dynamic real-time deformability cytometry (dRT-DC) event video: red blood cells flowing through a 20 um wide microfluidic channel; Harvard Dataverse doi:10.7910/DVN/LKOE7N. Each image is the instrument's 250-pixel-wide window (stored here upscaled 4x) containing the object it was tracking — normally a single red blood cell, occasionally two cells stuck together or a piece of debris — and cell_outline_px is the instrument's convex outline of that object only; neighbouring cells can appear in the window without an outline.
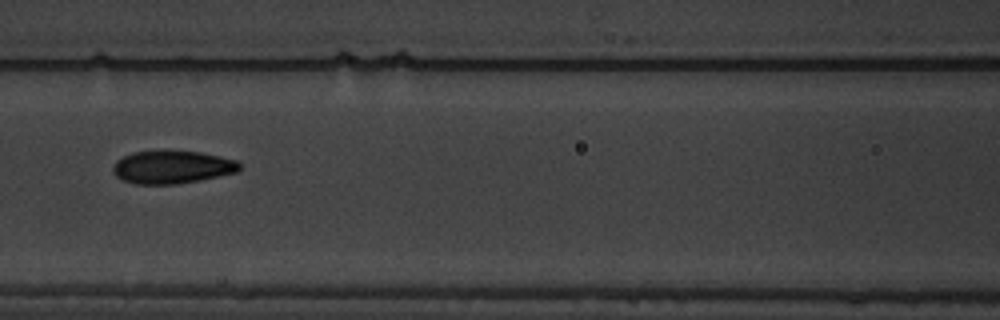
{"species": "common noctule bat (a hibernating species)", "species_latin": "Nyctalus noctula", "temperature_condition": "warm", "stored_images_in_passage": 12, "camera_frame_rate_fps": 3000, "um_per_image_px": 0.085, "animal": {"sex": "male", "body_mass_g": 19.5, "forearm_length_mm": 54.6}, "frame": {"image": 1, "passage_image": 3, "time_ms": 2.667, "image_size_px": [1000, 320], "cell_outline_px": [[240, 168], [236, 172], [200, 180], [176, 184], [136, 184], [124, 180], [116, 176], [112, 172], [112, 168], [116, 160], [132, 152], [200, 152], [220, 156], [236, 160], [240, 164]], "centroid_in_image_um": [14.61, 14.22], "position_along_channel_um": 152.0, "area_um2": 23.87}}
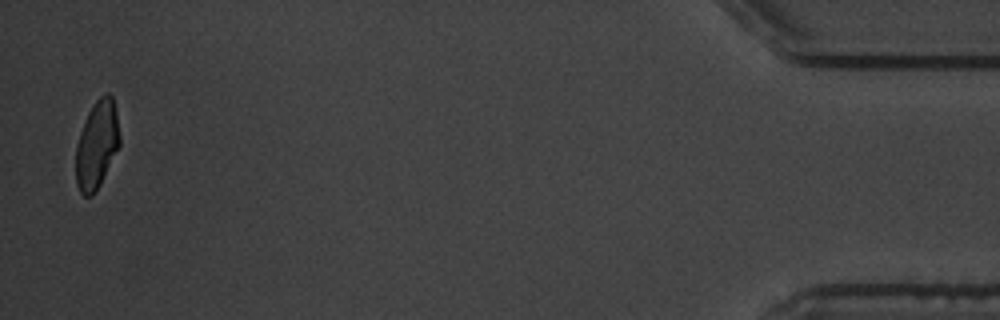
{"frame": {"image": 2, "passage_image": 12, "time_ms": 13.0, "image_size_px": [1000, 320], "cell_outline_px": [[120, 144], [100, 184], [92, 196], [84, 196], [80, 192], [76, 184], [76, 144], [80, 132], [88, 112], [96, 100], [100, 96], [108, 92], [112, 96], [116, 112], [120, 136]], "centroid_in_image_um": [8.22, 12.3], "position_along_channel_um": 427.0, "area_um2": 22.31}, "authors_computed_cell_mechanics": {"area_um2": 23.8714, "velocity_mm_per_s": 3.4582, "shape_relaxation_time_tau1_ms": 7.5109, "shape_relaxation_time_tau2_ms": 1.4954, "deformation_change_tau1": 0.1863, "deformation_change_tau2": 0.0453}}